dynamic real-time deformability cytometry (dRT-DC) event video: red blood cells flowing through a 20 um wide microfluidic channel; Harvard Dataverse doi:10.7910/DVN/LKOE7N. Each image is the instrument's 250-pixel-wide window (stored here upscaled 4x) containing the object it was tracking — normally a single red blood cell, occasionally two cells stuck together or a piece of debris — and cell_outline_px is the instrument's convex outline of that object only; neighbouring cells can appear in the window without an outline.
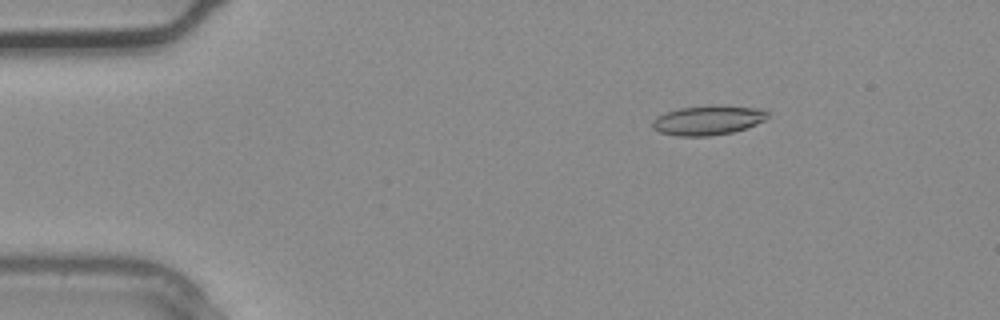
{"species": "common noctule bat (a hibernating species)", "species_latin": "Nyctalus noctula", "temperature_condition": "warm", "stored_images_in_passage": 4, "camera_frame_rate_fps": 3000, "um_per_image_px": 0.085, "animal": {"sex": "male", "body_mass_g": 20.4}, "frame": {"image": 1, "passage_image": 4, "time_ms": 1.0, "image_size_px": [1000, 320], "cell_outline_px": [[768, 116], [764, 120], [756, 124], [732, 132], [708, 136], [676, 136], [660, 132], [652, 128], [652, 120], [656, 116], [664, 112], [680, 108], [712, 104], [720, 104], [764, 108], [768, 112]], "centroid_in_image_um": [60.17, 10.19], "position_along_channel_um": 24.8, "area_um2": 20.23}}